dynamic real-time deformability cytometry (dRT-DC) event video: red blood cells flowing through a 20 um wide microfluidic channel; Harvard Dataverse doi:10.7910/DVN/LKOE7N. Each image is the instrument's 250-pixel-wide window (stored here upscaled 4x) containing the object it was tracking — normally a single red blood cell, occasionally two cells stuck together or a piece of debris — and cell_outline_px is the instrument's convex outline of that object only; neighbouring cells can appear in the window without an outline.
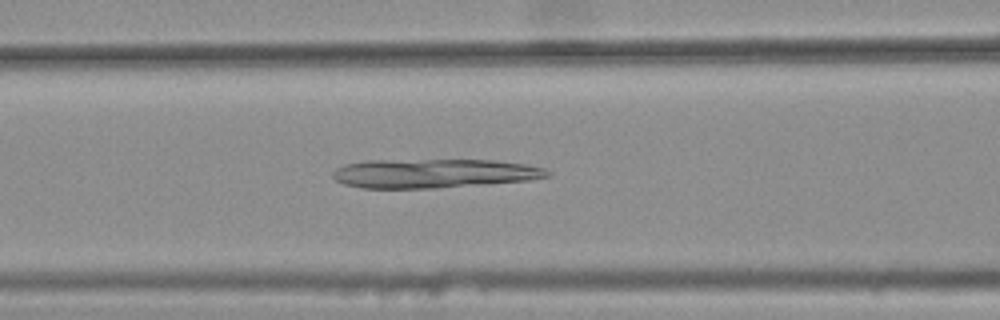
{"species": "common noctule bat (a hibernating species)", "species_latin": "Nyctalus noctula", "temperature_condition": "warm", "stored_images_in_passage": 36, "camera_frame_rate_fps": 3000, "um_per_image_px": 0.085, "animal": {"sex": "female", "body_mass_g": 25.1}, "frame": {"image": 1, "passage_image": 12, "time_ms": 3.667, "image_size_px": [1000, 320], "cell_outline_px": [[552, 176], [528, 180], [484, 184], [436, 188], [364, 188], [344, 184], [336, 180], [332, 176], [332, 172], [336, 168], [344, 164], [364, 160], [496, 160], [524, 164], [544, 168], [552, 172]], "centroid_in_image_um": [36.87, 14.73], "position_along_channel_um": 129.7, "area_um2": 36.47}}
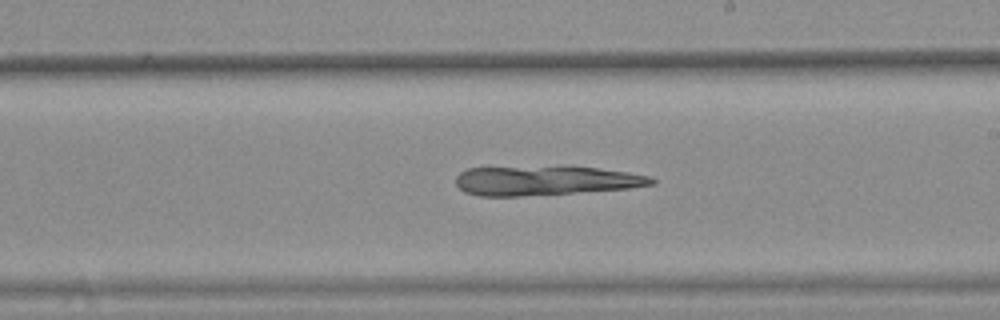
{"frame": {"image": 2, "passage_image": 21, "time_ms": 6.667, "image_size_px": [1000, 320], "cell_outline_px": [[656, 184], [628, 188], [520, 196], [480, 196], [464, 192], [456, 184], [456, 176], [460, 172], [468, 168], [564, 164], [572, 164], [628, 172], [648, 176], [656, 180]], "centroid_in_image_um": [46.35, 15.3], "position_along_channel_um": 242.6, "area_um2": 34.51}}
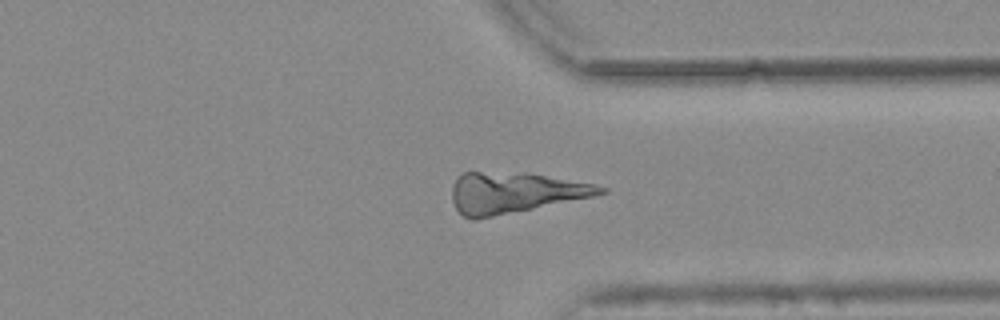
{"frame": {"image": 3, "passage_image": 31, "time_ms": 10.0, "image_size_px": [1000, 320], "cell_outline_px": [[608, 192], [592, 196], [472, 220], [464, 216], [456, 208], [452, 200], [452, 188], [456, 176], [464, 172], [524, 172], [596, 184], [608, 188]], "centroid_in_image_um": [43.7, 16.35], "position_along_channel_um": 367.7, "area_um2": 34.91}}